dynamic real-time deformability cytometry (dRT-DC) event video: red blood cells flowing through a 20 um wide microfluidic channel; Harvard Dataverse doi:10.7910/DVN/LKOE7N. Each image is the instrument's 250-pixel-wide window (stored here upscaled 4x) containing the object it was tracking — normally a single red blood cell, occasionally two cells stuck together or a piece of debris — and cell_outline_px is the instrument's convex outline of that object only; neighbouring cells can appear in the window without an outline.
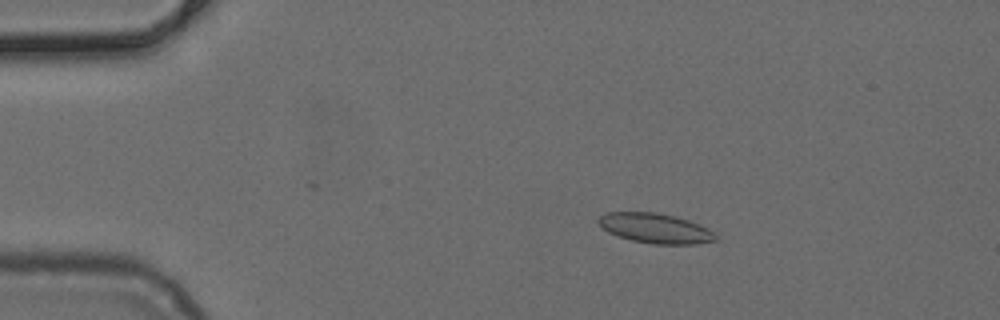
{"species": "common noctule bat (a hibernating species)", "species_latin": "Nyctalus noctula", "temperature_condition": "cold", "stored_images_in_passage": 43, "camera_frame_rate_fps": 3000, "um_per_image_px": 0.085, "animal": {"sex": "female", "body_mass_g": 24.6, "forearm_length_mm": 56.2}, "frame": {"image": 1, "passage_image": 1, "time_ms": 0.0, "image_size_px": [1000, 320], "cell_outline_px": [[720, 240], [696, 244], [652, 244], [632, 240], [608, 232], [596, 220], [600, 216], [608, 212], [656, 212], [688, 220], [708, 228], [716, 232]], "centroid_in_image_um": [55.77, 19.41], "position_along_channel_um": 29.2, "area_um2": 20.4}}
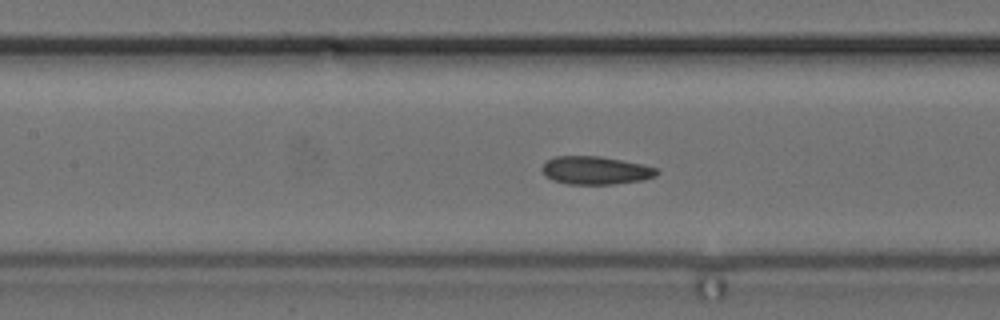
{"frame": {"image": 2, "passage_image": 15, "time_ms": 4.667, "image_size_px": [1000, 320], "cell_outline_px": [[660, 172], [656, 176], [644, 180], [612, 184], [568, 184], [552, 180], [544, 176], [540, 168], [548, 160], [556, 156], [600, 156], [644, 164], [660, 168]], "centroid_in_image_um": [50.66, 14.48], "position_along_channel_um": 156.7, "area_um2": 19.07}}
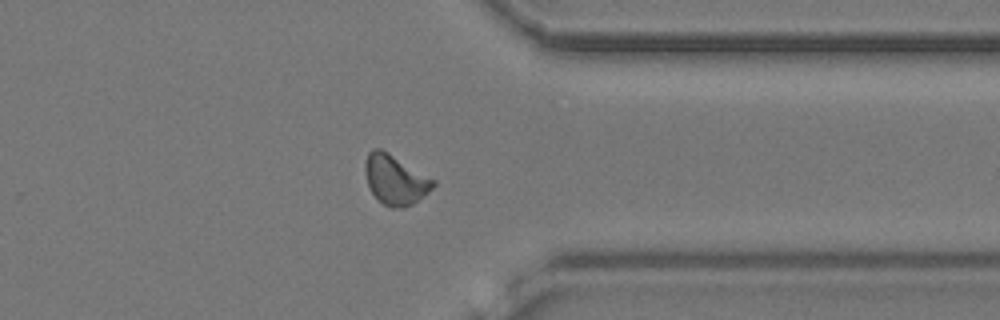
{"frame": {"image": 3, "passage_image": 32, "time_ms": 10.333, "image_size_px": [1000, 320], "cell_outline_px": [[436, 184], [424, 196], [412, 204], [404, 208], [392, 208], [384, 204], [372, 192], [368, 184], [364, 168], [364, 164], [368, 152], [372, 148], [380, 148], [388, 152], [436, 180]], "centroid_in_image_um": [33.6, 15.26], "position_along_channel_um": 377.8, "area_um2": 19.65}}